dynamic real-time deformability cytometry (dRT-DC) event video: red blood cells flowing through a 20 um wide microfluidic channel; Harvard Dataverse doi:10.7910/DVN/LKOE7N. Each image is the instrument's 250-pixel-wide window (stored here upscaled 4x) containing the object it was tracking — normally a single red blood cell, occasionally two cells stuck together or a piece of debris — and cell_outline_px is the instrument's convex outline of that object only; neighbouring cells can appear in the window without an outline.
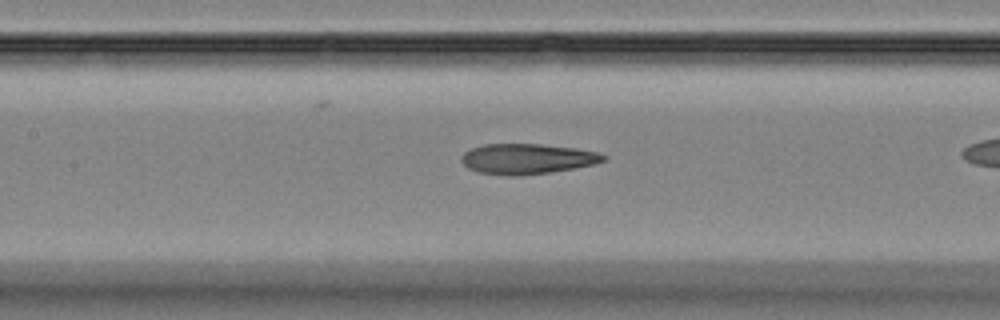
{"species": "Egyptian fruit bat (a non-hibernating species)", "species_latin": "Rousettus aegyptiacus", "temperature_condition": "room temperature", "stored_images_in_passage": 29, "camera_frame_rate_fps": 3000, "um_per_image_px": 0.085, "animal": {"sex": "female"}, "frame": {"image": 1, "passage_image": 11, "time_ms": 3.333, "image_size_px": [1000, 320], "cell_outline_px": [[608, 156], [604, 160], [592, 164], [572, 168], [548, 172], [520, 176], [512, 176], [480, 172], [468, 168], [460, 160], [460, 156], [464, 152], [472, 148], [484, 144], [540, 144], [576, 148], [600, 152]], "centroid_in_image_um": [44.79, 13.49], "position_along_channel_um": 162.6, "area_um2": 24.97}}
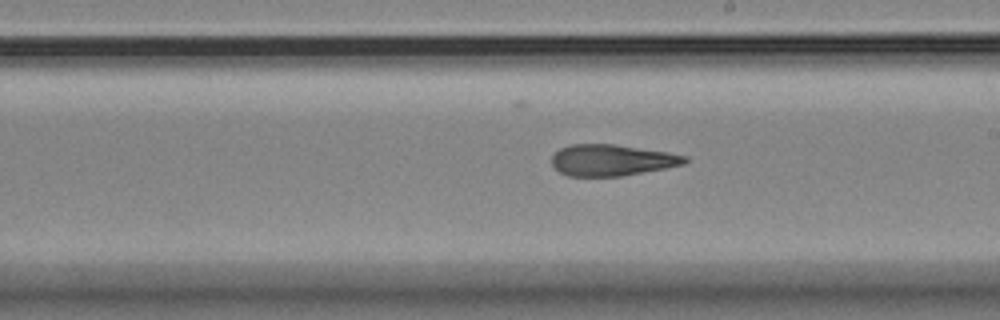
{"frame": {"image": 2, "passage_image": 17, "time_ms": 5.333, "image_size_px": [1000, 320], "cell_outline_px": [[688, 160], [684, 164], [664, 168], [620, 176], [568, 176], [560, 172], [552, 164], [552, 156], [560, 148], [572, 144], [612, 144], [668, 152], [688, 156]], "centroid_in_image_um": [52.0, 13.61], "position_along_channel_um": 237.0, "area_um2": 24.04}}
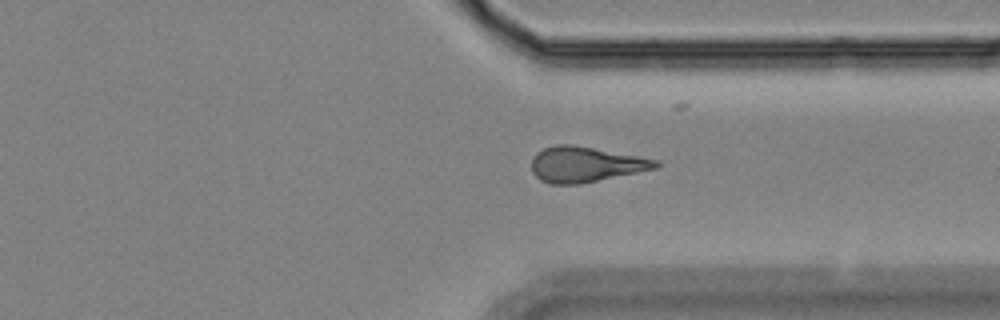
{"frame": {"image": 3, "passage_image": 27, "time_ms": 8.667, "image_size_px": [1000, 320], "cell_outline_px": [[660, 164], [656, 168], [580, 184], [552, 184], [540, 180], [532, 172], [532, 156], [536, 152], [544, 148], [556, 144], [572, 144], [660, 160]], "centroid_in_image_um": [49.74, 13.96], "position_along_channel_um": 361.7, "area_um2": 25.55}}